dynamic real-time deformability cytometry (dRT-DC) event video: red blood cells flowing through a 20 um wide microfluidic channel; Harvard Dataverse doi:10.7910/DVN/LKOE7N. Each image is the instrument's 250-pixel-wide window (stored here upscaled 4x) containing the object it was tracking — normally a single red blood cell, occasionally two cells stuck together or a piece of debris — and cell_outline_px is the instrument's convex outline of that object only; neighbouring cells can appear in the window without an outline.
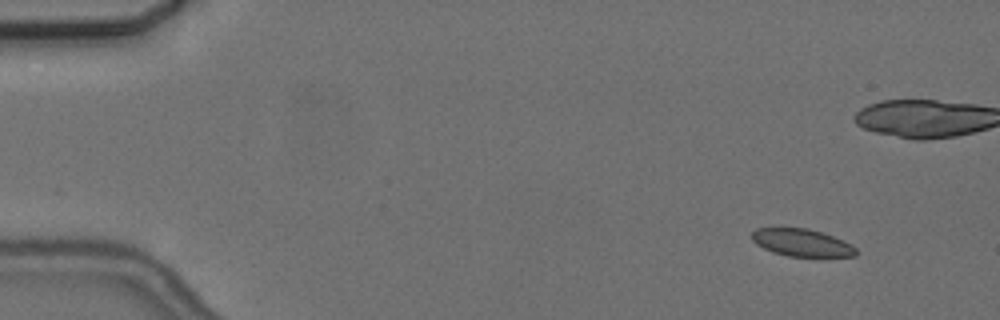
{"species": "common noctule bat (a hibernating species)", "species_latin": "Nyctalus noctula", "temperature_condition": "cold", "stored_images_in_passage": 8, "camera_frame_rate_fps": 3000, "um_per_image_px": 0.085, "animal": {"sex": "female", "body_mass_g": 24.6, "forearm_length_mm": 56.2}, "frame": {"image": 1, "passage_image": 2, "time_ms": 1.0, "image_size_px": [1000, 320], "cell_outline_px": [[856, 256], [788, 256], [772, 252], [756, 244], [752, 240], [752, 232], [756, 228], [808, 228], [832, 236], [856, 248]], "centroid_in_image_um": [68.09, 20.62], "position_along_channel_um": 16.9, "area_um2": 16.3}}